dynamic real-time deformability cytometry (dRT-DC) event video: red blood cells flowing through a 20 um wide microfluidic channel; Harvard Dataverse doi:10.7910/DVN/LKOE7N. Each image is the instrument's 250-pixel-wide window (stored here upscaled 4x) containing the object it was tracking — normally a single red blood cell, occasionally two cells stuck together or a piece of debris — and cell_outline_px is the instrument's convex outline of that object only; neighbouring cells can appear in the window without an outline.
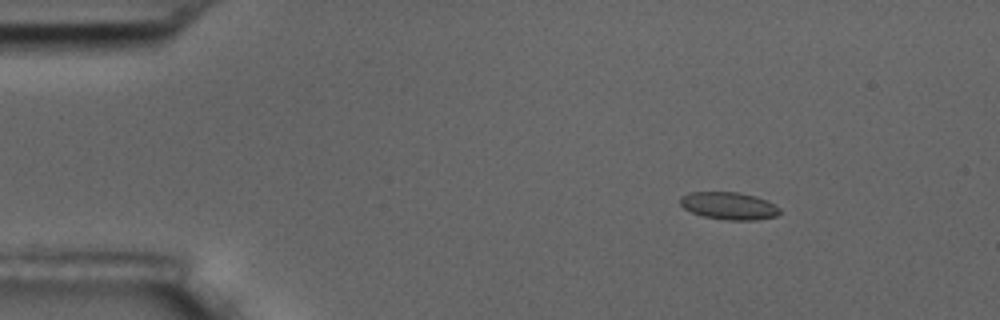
{"species": "common noctule bat (a hibernating species)", "species_latin": "Nyctalus noctula", "temperature_condition": "room temperature", "stored_images_in_passage": 4, "camera_frame_rate_fps": 3000, "um_per_image_px": 0.085, "animal": {"sex": "male", "body_mass_g": 17.5, "forearm_length_mm": 52.3}, "frame": {"image": 1, "passage_image": 2, "time_ms": 1.333, "image_size_px": [1000, 320], "cell_outline_px": [[780, 212], [776, 216], [756, 220], [728, 220], [704, 216], [692, 212], [684, 208], [680, 204], [680, 196], [688, 192], [736, 192], [756, 196], [768, 200], [780, 208]], "centroid_in_image_um": [61.96, 17.48], "position_along_channel_um": 23.0, "area_um2": 15.95}}
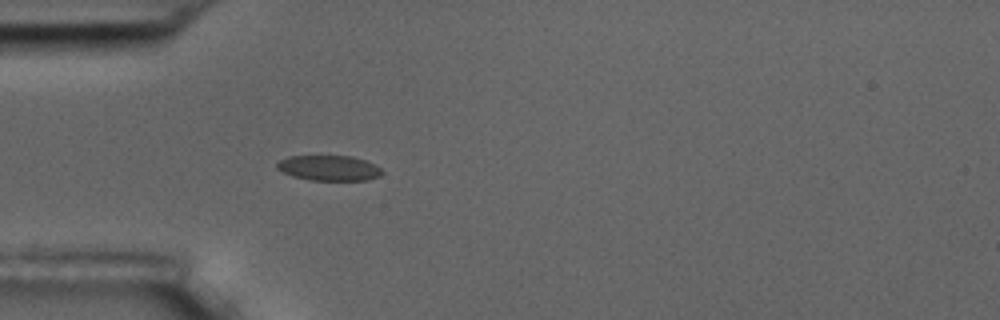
{"frame": {"image": 2, "passage_image": 4, "time_ms": 4.333, "image_size_px": [1000, 320], "cell_outline_px": [[384, 172], [380, 176], [368, 180], [312, 180], [292, 176], [276, 168], [276, 164], [280, 160], [288, 156], [352, 156], [376, 164]], "centroid_in_image_um": [27.99, 14.28], "position_along_channel_um": 57.0, "area_um2": 15.49}}